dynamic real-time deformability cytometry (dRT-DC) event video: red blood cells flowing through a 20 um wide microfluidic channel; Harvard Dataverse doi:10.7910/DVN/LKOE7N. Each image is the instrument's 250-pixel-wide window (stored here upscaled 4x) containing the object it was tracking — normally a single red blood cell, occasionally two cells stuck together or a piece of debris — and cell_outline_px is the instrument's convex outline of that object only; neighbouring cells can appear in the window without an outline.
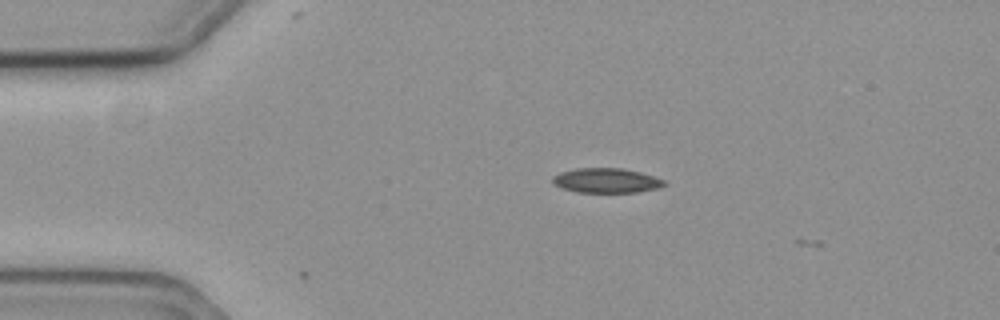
{"species": "common noctule bat (a hibernating species)", "species_latin": "Nyctalus noctula", "temperature_condition": "cold", "stored_images_in_passage": 2, "camera_frame_rate_fps": 3000, "um_per_image_px": 0.085, "animal": {"sex": "female", "body_mass_g": 19.3, "forearm_length_mm": 54.1}, "frame": {"image": 1, "passage_image": 2, "time_ms": 0.333, "image_size_px": [1000, 320], "cell_outline_px": [[668, 184], [660, 188], [636, 192], [576, 192], [552, 184], [552, 176], [560, 172], [576, 168], [624, 168], [640, 172], [664, 180]], "centroid_in_image_um": [51.54, 15.34], "position_along_channel_um": 33.5, "area_um2": 16.13}}